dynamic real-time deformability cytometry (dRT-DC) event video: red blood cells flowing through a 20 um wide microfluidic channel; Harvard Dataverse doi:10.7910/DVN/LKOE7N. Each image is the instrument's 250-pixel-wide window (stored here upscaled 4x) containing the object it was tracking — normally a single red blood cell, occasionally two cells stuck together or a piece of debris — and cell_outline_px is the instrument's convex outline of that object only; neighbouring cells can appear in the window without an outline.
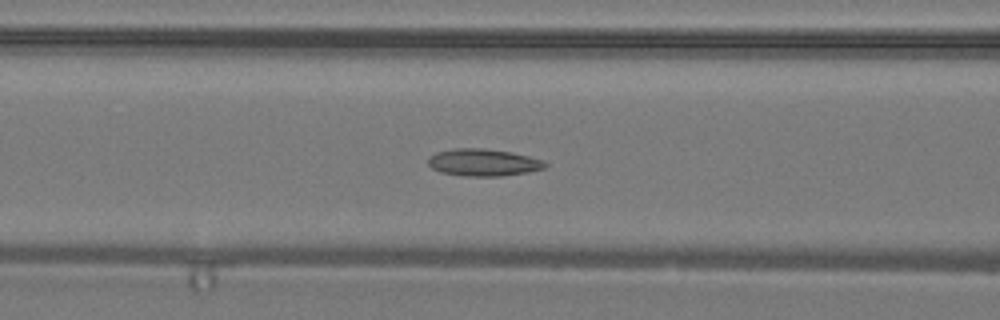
{"species": "common noctule bat (a hibernating species)", "species_latin": "Nyctalus noctula", "temperature_condition": "warm", "stored_images_in_passage": 40, "camera_frame_rate_fps": 3000, "um_per_image_px": 0.085, "animal": {"sex": "male", "body_mass_g": 19.2, "forearm_length_mm": 51.8}, "frame": {"image": 1, "passage_image": 17, "time_ms": 5.333, "image_size_px": [1000, 320], "cell_outline_px": [[548, 164], [544, 168], [528, 172], [500, 176], [464, 176], [440, 172], [432, 168], [428, 164], [428, 160], [436, 152], [452, 148], [484, 148], [512, 152], [544, 160]], "centroid_in_image_um": [41.09, 13.8], "position_along_channel_um": 125.5, "area_um2": 18.55}}
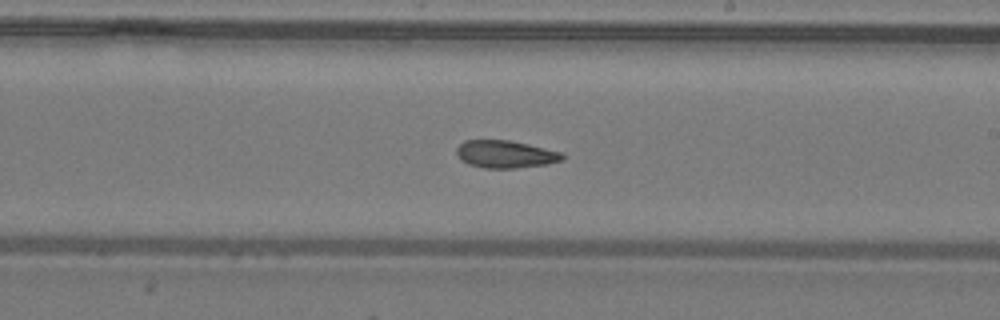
{"frame": {"image": 2, "passage_image": 24, "time_ms": 7.667, "image_size_px": [1000, 320], "cell_outline_px": [[564, 160], [544, 164], [516, 168], [484, 168], [468, 164], [460, 160], [456, 152], [456, 148], [464, 140], [508, 140], [528, 144], [564, 152]], "centroid_in_image_um": [42.96, 13.1], "position_along_channel_um": 246.0, "area_um2": 17.05}}
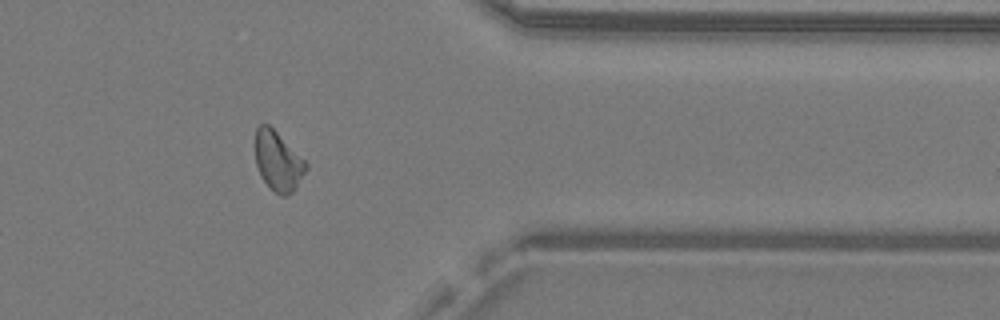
{"frame": {"image": 3, "passage_image": 33, "time_ms": 10.667, "image_size_px": [1000, 320], "cell_outline_px": [[308, 168], [296, 188], [288, 196], [280, 196], [260, 176], [256, 164], [256, 128], [260, 124], [268, 124], [308, 164]], "centroid_in_image_um": [23.64, 13.72], "position_along_channel_um": 387.8, "area_um2": 17.22}}